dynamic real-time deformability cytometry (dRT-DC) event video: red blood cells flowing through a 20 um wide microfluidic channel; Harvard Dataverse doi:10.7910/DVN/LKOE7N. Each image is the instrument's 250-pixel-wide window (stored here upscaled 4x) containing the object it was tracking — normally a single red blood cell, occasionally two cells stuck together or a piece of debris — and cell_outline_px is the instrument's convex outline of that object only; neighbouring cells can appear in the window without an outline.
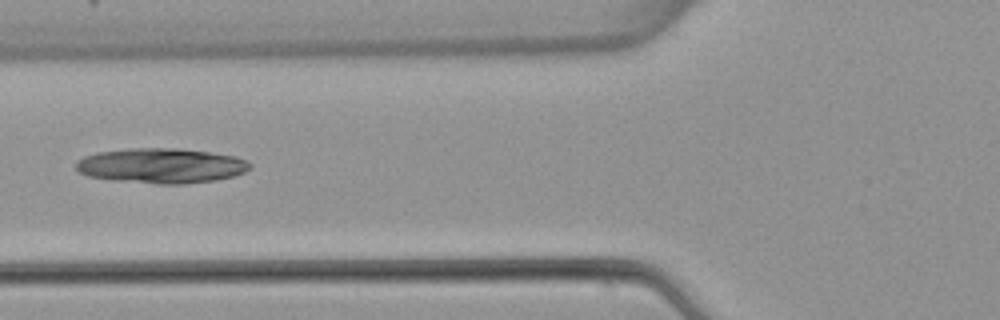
{"species": "common noctule bat (a hibernating species)", "species_latin": "Nyctalus noctula", "temperature_condition": "warm", "stored_images_in_passage": 6, "camera_frame_rate_fps": 3000, "um_per_image_px": 0.085, "animal": {"sex": "female", "body_mass_g": 22.7, "forearm_length_mm": 54.2}, "frame": {"image": 1, "passage_image": 5, "time_ms": 6.0, "image_size_px": [1000, 320], "cell_outline_px": [[252, 168], [244, 172], [232, 176], [216, 180], [184, 184], [156, 184], [112, 180], [88, 176], [80, 172], [76, 168], [76, 160], [84, 156], [96, 152], [132, 148], [176, 148], [208, 152], [236, 156], [248, 160], [252, 164]], "centroid_in_image_um": [13.71, 14.08], "position_along_channel_um": 112.1, "area_um2": 35.72}}
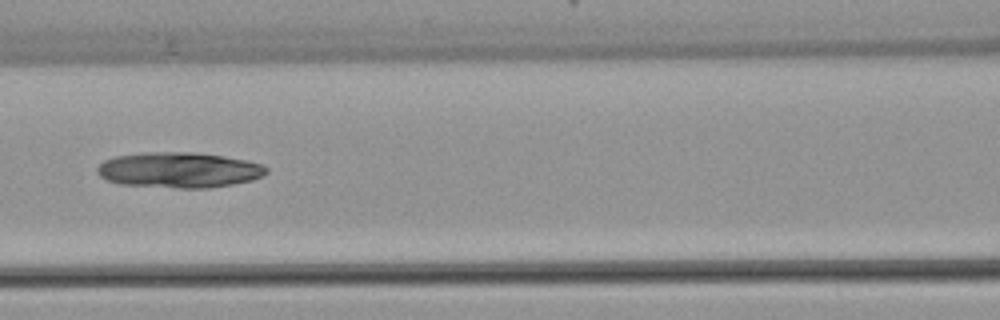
{"frame": {"image": 2, "passage_image": 6, "time_ms": 7.0, "image_size_px": [1000, 320], "cell_outline_px": [[268, 172], [252, 180], [232, 184], [208, 188], [180, 188], [120, 184], [108, 180], [100, 176], [96, 172], [96, 168], [104, 160], [112, 156], [144, 152], [192, 152], [224, 156], [248, 160], [260, 164], [268, 168]], "centroid_in_image_um": [15.19, 14.44], "position_along_channel_um": 151.4, "area_um2": 35.08}}